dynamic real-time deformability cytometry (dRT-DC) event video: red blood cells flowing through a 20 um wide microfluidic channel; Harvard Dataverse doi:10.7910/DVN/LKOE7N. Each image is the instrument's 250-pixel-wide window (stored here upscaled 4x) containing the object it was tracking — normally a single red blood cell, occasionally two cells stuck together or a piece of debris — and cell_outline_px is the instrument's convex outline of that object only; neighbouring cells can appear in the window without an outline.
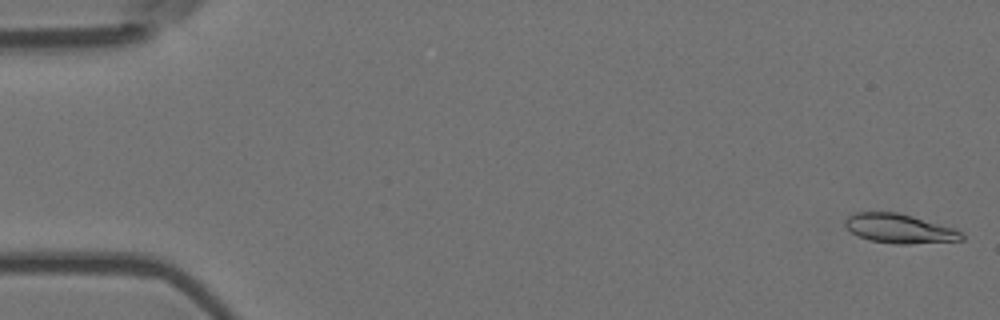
{"species": "Egyptian fruit bat (a non-hibernating species)", "species_latin": "Rousettus aegyptiacus", "temperature_condition": "room temperature", "stored_images_in_passage": 8, "camera_frame_rate_fps": 3000, "um_per_image_px": 0.085, "animal": {"sex": "female"}, "frame": {"image": 1, "passage_image": 1, "time_ms": 0.0, "image_size_px": [1000, 320], "cell_outline_px": [[964, 240], [908, 244], [896, 244], [868, 240], [852, 232], [844, 224], [844, 220], [848, 216], [856, 212], [896, 212], [912, 216], [952, 228], [960, 232], [964, 236]], "centroid_in_image_um": [76.42, 19.43], "position_along_channel_um": 8.6, "area_um2": 19.59}}